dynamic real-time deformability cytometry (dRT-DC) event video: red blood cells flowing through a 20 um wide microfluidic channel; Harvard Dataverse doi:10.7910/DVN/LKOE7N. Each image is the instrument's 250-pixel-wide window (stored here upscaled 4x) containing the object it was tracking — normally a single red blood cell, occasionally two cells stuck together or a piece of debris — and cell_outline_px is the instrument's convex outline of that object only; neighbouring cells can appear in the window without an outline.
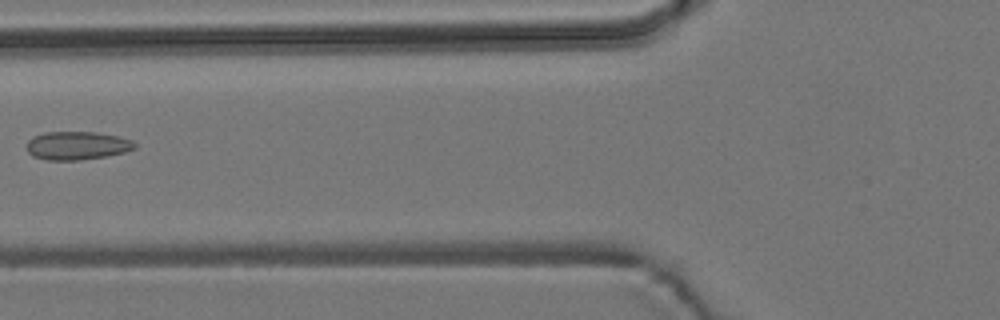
{"species": "common noctule bat (a hibernating species)", "species_latin": "Nyctalus noctula", "temperature_condition": "room temperature", "stored_images_in_passage": 6, "camera_frame_rate_fps": 3000, "um_per_image_px": 0.085, "animal": {"sex": "male", "body_mass_g": 19.2, "forearm_length_mm": 51.8}, "frame": {"image": 1, "passage_image": 5, "time_ms": 4.667, "image_size_px": [1000, 320], "cell_outline_px": [[136, 148], [124, 152], [108, 156], [80, 160], [48, 160], [32, 156], [28, 152], [28, 140], [32, 136], [44, 132], [96, 132], [116, 136], [132, 140], [136, 144]], "centroid_in_image_um": [6.55, 12.37], "position_along_channel_um": 119.3, "area_um2": 17.86}}
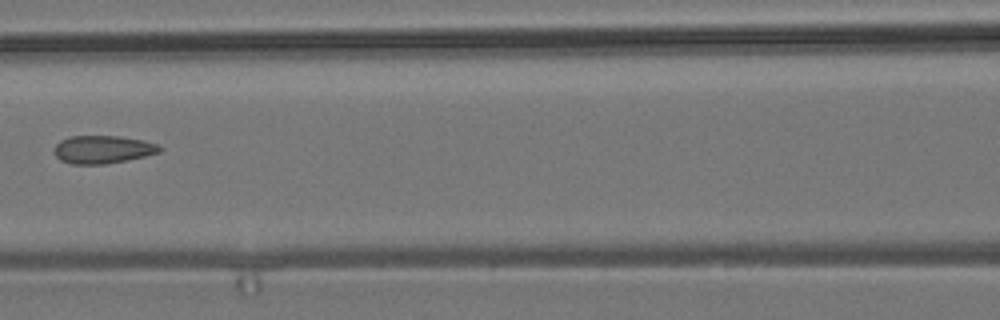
{"frame": {"image": 2, "passage_image": 6, "time_ms": 5.667, "image_size_px": [1000, 320], "cell_outline_px": [[164, 148], [160, 152], [144, 156], [104, 164], [72, 164], [60, 160], [56, 156], [56, 144], [60, 140], [68, 136], [120, 136], [144, 140], [156, 144]], "centroid_in_image_um": [8.74, 12.69], "position_along_channel_um": 157.9, "area_um2": 17.05}}